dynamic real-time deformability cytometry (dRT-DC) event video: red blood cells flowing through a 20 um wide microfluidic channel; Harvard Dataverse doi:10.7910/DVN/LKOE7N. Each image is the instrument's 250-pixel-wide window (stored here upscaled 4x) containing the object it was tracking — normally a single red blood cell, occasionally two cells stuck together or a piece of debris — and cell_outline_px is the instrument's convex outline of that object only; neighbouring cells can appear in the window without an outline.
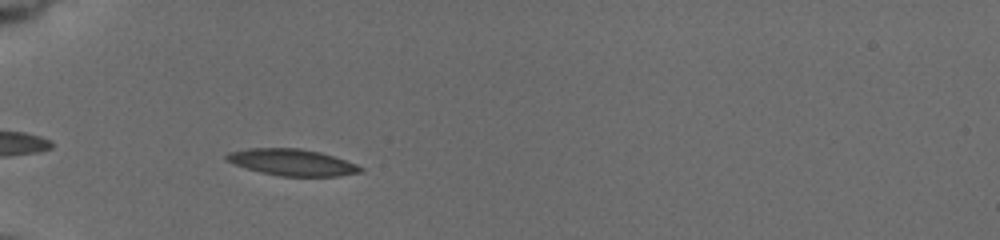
{"species": "common noctule bat (a hibernating species)", "species_latin": "Nyctalus noctula", "temperature_condition": "cold", "stored_images_in_passage": 2, "camera_frame_rate_fps": 3000, "um_per_image_px": 0.085, "animal": {"sex": "female", "body_mass_g": 19.5, "forearm_length_mm": 54.1}, "frame": {"image": 1, "passage_image": 1, "time_ms": 0.0, "image_size_px": [1000, 240], "cell_outline_px": [[364, 168], [360, 172], [336, 176], [280, 176], [260, 172], [224, 160], [224, 156], [228, 152], [248, 148], [300, 148], [320, 152], [356, 164]], "centroid_in_image_um": [24.79, 13.79], "position_along_channel_um": 60.2, "area_um2": 20.52}}